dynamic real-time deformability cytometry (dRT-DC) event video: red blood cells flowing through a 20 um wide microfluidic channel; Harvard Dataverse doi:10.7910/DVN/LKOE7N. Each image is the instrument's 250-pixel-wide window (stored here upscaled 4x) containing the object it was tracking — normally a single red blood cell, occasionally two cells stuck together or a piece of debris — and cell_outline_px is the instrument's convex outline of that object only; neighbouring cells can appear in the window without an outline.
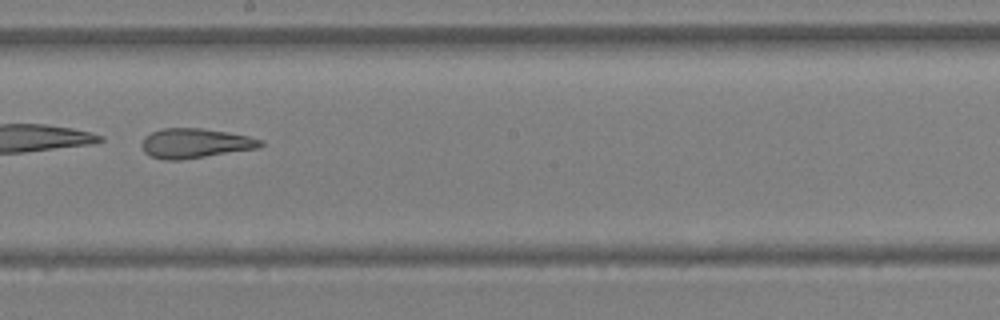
{"species": "Egyptian fruit bat (a non-hibernating species)", "species_latin": "Rousettus aegyptiacus", "temperature_condition": "warm", "stored_images_in_passage": 53, "camera_frame_rate_fps": 3000, "um_per_image_px": 0.085, "animal": {"sex": "female"}, "frame": {"image": 1, "passage_image": 31, "time_ms": 10.0, "image_size_px": [1000, 320], "cell_outline_px": [[264, 144], [256, 148], [180, 160], [164, 160], [148, 156], [144, 152], [140, 144], [144, 136], [152, 132], [164, 128], [204, 128], [228, 132], [248, 136], [260, 140]], "centroid_in_image_um": [16.51, 12.17], "position_along_channel_um": 231.7, "area_um2": 20.46}}